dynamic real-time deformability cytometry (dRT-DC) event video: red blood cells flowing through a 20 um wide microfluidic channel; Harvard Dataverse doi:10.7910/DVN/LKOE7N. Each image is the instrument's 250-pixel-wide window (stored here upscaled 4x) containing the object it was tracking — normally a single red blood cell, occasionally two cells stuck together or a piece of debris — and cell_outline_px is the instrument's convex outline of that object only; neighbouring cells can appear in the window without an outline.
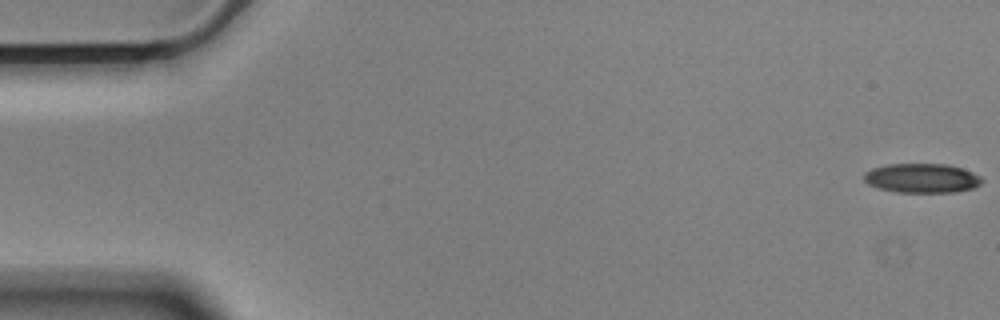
{"species": "Egyptian fruit bat (a non-hibernating species)", "species_latin": "Rousettus aegyptiacus", "temperature_condition": "cold", "stored_images_in_passage": 15, "camera_frame_rate_fps": 3000, "um_per_image_px": 0.085, "animal": {"sex": "male"}, "frame": {"image": 1, "passage_image": 1, "time_ms": 0.0, "image_size_px": [1000, 320], "cell_outline_px": [[984, 180], [980, 184], [972, 188], [956, 192], [896, 192], [880, 188], [868, 184], [864, 180], [864, 172], [872, 168], [888, 164], [948, 164], [972, 172], [980, 176]], "centroid_in_image_um": [78.35, 15.14], "position_along_channel_um": 6.6, "area_um2": 20.11}}
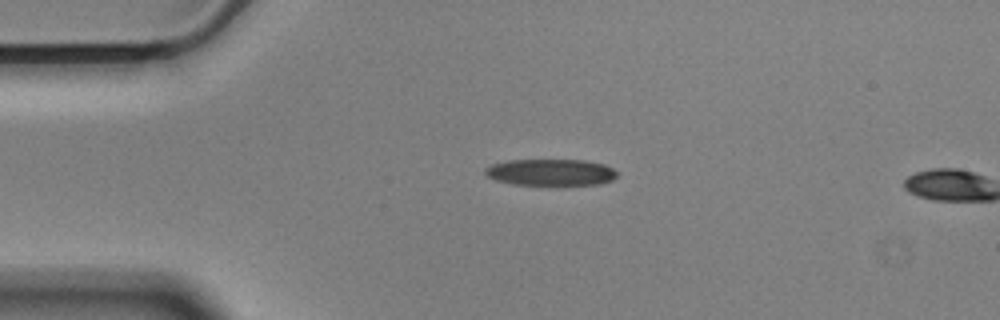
{"frame": {"image": 2, "passage_image": 13, "time_ms": 4.0, "image_size_px": [1000, 320], "cell_outline_px": [[616, 176], [612, 180], [600, 184], [512, 184], [496, 180], [488, 176], [484, 172], [484, 168], [492, 164], [508, 160], [584, 160], [604, 164], [612, 168], [616, 172]], "centroid_in_image_um": [46.79, 14.63], "position_along_channel_um": 38.2, "area_um2": 20.17}}